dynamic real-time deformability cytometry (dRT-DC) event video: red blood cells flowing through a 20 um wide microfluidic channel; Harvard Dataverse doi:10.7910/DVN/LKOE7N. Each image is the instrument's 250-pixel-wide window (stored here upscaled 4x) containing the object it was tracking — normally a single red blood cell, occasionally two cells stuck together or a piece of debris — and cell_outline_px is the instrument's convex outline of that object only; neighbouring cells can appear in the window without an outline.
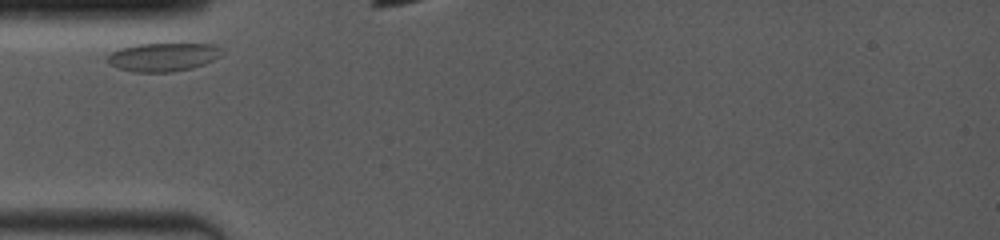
{"species": "common noctule bat (a hibernating species)", "species_latin": "Nyctalus noctula", "temperature_condition": "room temperature", "stored_images_in_passage": 4, "camera_frame_rate_fps": 4000, "um_per_image_px": 0.085, "animal": {"sex": "female", "body_mass_g": 19.0, "forearm_length_mm": 53.3}, "frame": {"image": 1, "passage_image": 1, "time_ms": 0.0, "image_size_px": [1000, 240], "cell_outline_px": [[220, 56], [204, 64], [192, 68], [172, 72], [136, 72], [120, 68], [108, 64], [108, 56], [112, 52], [136, 44], [212, 44], [220, 48]], "centroid_in_image_um": [13.86, 4.85], "position_along_channel_um": 71.1, "area_um2": 18.61}}